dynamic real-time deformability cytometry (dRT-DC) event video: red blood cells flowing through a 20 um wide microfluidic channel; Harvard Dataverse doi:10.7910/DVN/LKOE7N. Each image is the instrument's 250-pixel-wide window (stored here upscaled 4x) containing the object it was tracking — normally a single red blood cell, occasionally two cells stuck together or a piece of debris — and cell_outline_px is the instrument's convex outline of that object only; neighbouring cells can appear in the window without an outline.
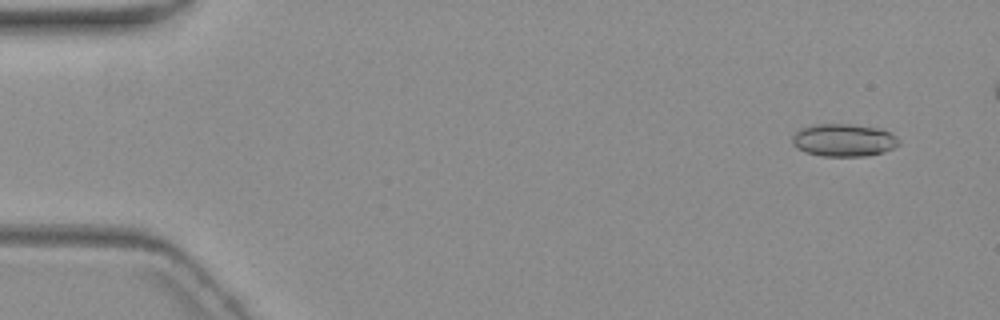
{"species": "common noctule bat (a hibernating species)", "species_latin": "Nyctalus noctula", "temperature_condition": "warm", "stored_images_in_passage": 8, "camera_frame_rate_fps": 3000, "um_per_image_px": 0.085, "animal": {"sex": "female", "body_mass_g": 19.3, "forearm_length_mm": 54.1}, "frame": {"image": 1, "passage_image": 1, "time_ms": 0.0, "image_size_px": [1000, 320], "cell_outline_px": [[900, 144], [884, 152], [864, 156], [824, 156], [804, 152], [796, 148], [792, 144], [792, 136], [800, 128], [812, 124], [852, 124], [880, 128], [896, 136], [900, 140]], "centroid_in_image_um": [71.69, 11.91], "position_along_channel_um": 13.3, "area_um2": 20.46}}
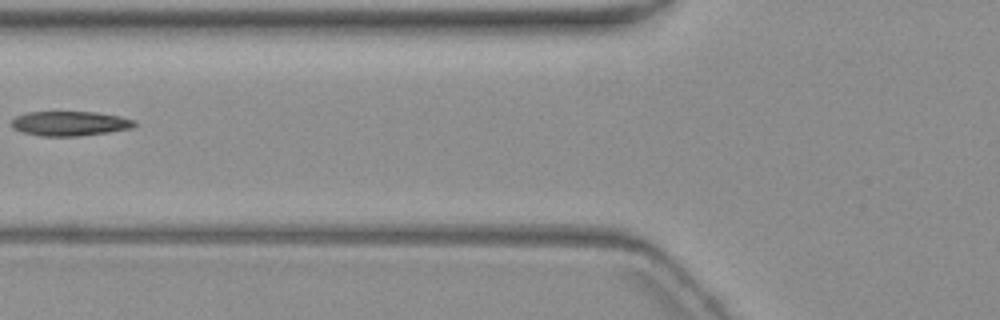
{"frame": {"image": 2, "passage_image": 7, "time_ms": 10.333, "image_size_px": [1000, 320], "cell_outline_px": [[136, 124], [132, 128], [108, 132], [80, 136], [40, 136], [24, 132], [12, 128], [12, 120], [16, 116], [28, 112], [96, 112], [120, 116], [136, 120]], "centroid_in_image_um": [5.96, 10.49], "position_along_channel_um": 119.8, "area_um2": 17.63}}
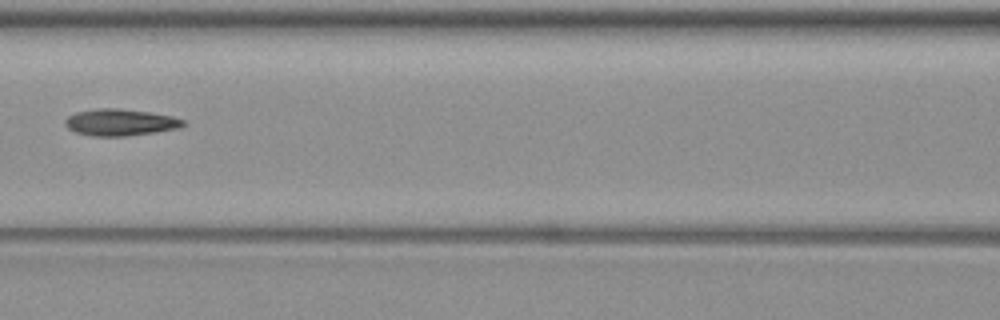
{"frame": {"image": 3, "passage_image": 8, "time_ms": 11.333, "image_size_px": [1000, 320], "cell_outline_px": [[188, 124], [180, 128], [156, 132], [124, 136], [92, 136], [76, 132], [68, 128], [64, 124], [64, 120], [68, 116], [76, 112], [100, 108], [120, 108], [148, 112], [172, 116], [184, 120]], "centroid_in_image_um": [10.24, 10.4], "position_along_channel_um": 156.4, "area_um2": 18.44}}